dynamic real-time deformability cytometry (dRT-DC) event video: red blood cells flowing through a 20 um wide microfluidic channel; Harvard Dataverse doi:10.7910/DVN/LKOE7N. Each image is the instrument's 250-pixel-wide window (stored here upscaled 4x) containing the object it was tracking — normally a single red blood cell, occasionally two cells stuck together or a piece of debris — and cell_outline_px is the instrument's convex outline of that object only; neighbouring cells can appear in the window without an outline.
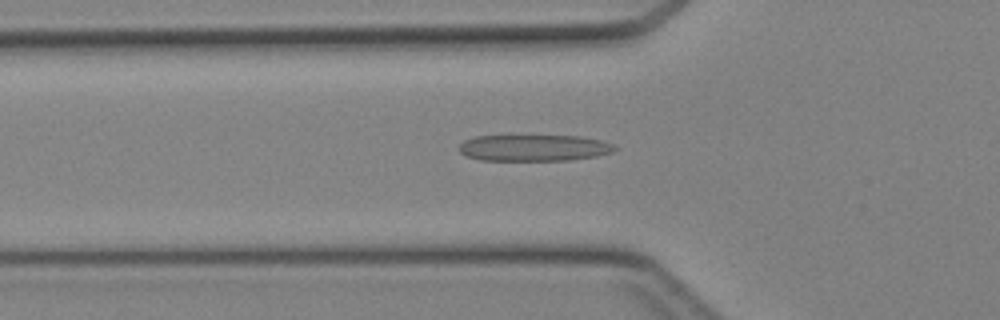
{"species": "Egyptian fruit bat (a non-hibernating species)", "species_latin": "Rousettus aegyptiacus", "temperature_condition": "cold", "stored_images_in_passage": 34, "camera_frame_rate_fps": 3000, "um_per_image_px": 0.085, "animal": {"sex": "female"}, "frame": {"image": 1, "passage_image": 5, "time_ms": 1.333, "image_size_px": [1000, 320], "cell_outline_px": [[616, 148], [612, 152], [596, 156], [568, 160], [480, 160], [464, 156], [460, 152], [460, 144], [464, 140], [476, 136], [512, 132], [580, 136], [600, 140], [612, 144]], "centroid_in_image_um": [45.29, 12.5], "position_along_channel_um": 80.5, "area_um2": 25.32}}
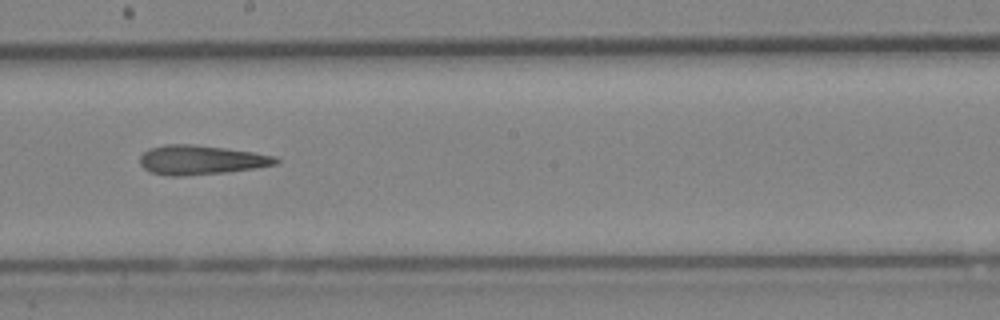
{"frame": {"image": 2, "passage_image": 15, "time_ms": 4.667, "image_size_px": [1000, 320], "cell_outline_px": [[280, 160], [276, 164], [256, 168], [224, 172], [180, 176], [168, 176], [152, 172], [144, 168], [140, 164], [140, 156], [148, 148], [164, 144], [192, 144], [224, 148], [252, 152], [276, 156]], "centroid_in_image_um": [17.06, 13.59], "position_along_channel_um": 231.1, "area_um2": 23.12}}
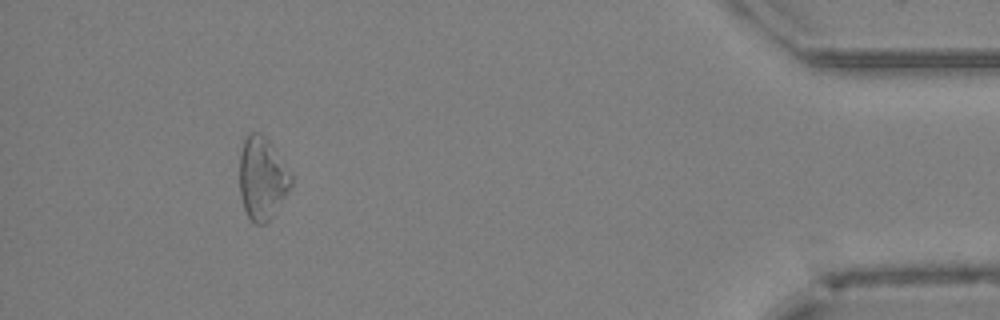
{"frame": {"image": 3, "passage_image": 31, "time_ms": 10.0, "image_size_px": [1000, 320], "cell_outline_px": [[292, 184], [288, 192], [272, 216], [264, 224], [256, 224], [248, 216], [244, 208], [240, 192], [240, 156], [244, 140], [252, 132], [260, 132], [268, 140], [292, 176]], "centroid_in_image_um": [22.28, 15.17], "position_along_channel_um": 412.9, "area_um2": 24.28}}